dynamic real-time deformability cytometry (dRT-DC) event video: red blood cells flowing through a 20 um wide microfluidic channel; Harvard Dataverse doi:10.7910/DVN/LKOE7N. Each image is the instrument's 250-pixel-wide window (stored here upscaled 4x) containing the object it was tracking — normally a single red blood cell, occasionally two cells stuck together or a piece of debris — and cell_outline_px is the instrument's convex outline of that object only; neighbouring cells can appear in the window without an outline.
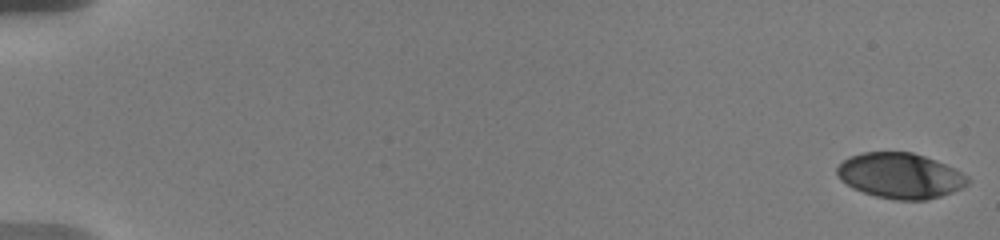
{"species": "human", "species_latin": "Homo sapiens", "temperature_condition": "warm", "stored_images_in_passage": 41, "camera_frame_rate_fps": 3000, "um_per_image_px": 0.085, "donor": {"sex": "male"}, "frame": {"image": 1, "passage_image": 1, "time_ms": 0.0, "image_size_px": [1000, 240], "cell_outline_px": [[968, 184], [952, 192], [928, 200], [896, 200], [876, 196], [852, 188], [840, 180], [836, 172], [836, 168], [848, 156], [864, 152], [912, 152], [936, 160], [968, 176]], "centroid_in_image_um": [76.48, 14.93], "position_along_channel_um": 8.5, "area_um2": 34.45}}
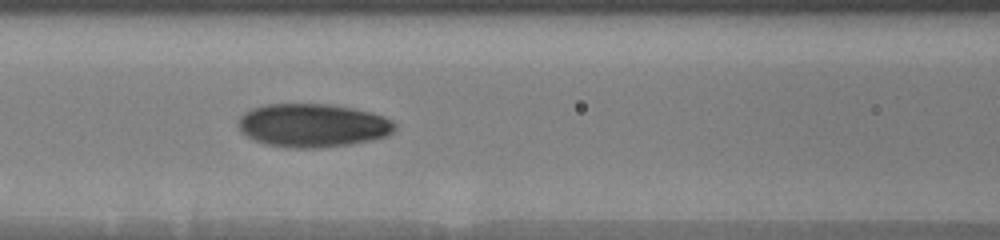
{"frame": {"image": 2, "passage_image": 35, "time_ms": 8.667, "image_size_px": [1000, 240], "cell_outline_px": [[396, 128], [392, 132], [384, 136], [372, 140], [348, 144], [320, 148], [292, 148], [268, 144], [256, 140], [248, 136], [240, 128], [240, 116], [244, 112], [252, 108], [264, 104], [328, 104], [352, 108], [384, 116], [392, 120], [396, 124]], "centroid_in_image_um": [26.6, 10.65], "position_along_channel_um": 140.0, "area_um2": 39.25}}
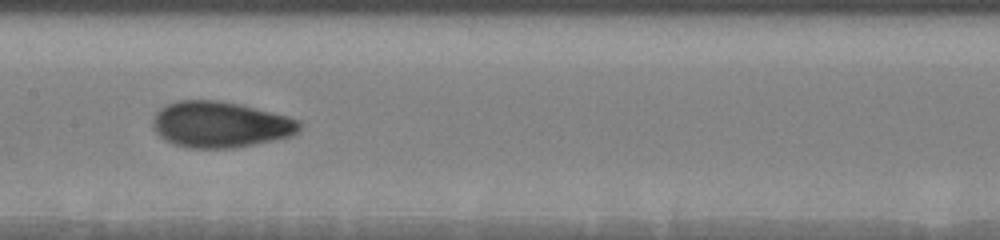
{"frame": {"image": 3, "passage_image": 40, "time_ms": 10.0, "image_size_px": [1000, 240], "cell_outline_px": [[304, 124], [296, 132], [288, 136], [272, 140], [232, 148], [188, 148], [172, 144], [164, 140], [152, 128], [152, 116], [160, 108], [176, 100], [220, 100], [240, 104], [288, 116], [300, 120]], "centroid_in_image_um": [18.68, 10.57], "position_along_channel_um": 188.7, "area_um2": 39.54}}